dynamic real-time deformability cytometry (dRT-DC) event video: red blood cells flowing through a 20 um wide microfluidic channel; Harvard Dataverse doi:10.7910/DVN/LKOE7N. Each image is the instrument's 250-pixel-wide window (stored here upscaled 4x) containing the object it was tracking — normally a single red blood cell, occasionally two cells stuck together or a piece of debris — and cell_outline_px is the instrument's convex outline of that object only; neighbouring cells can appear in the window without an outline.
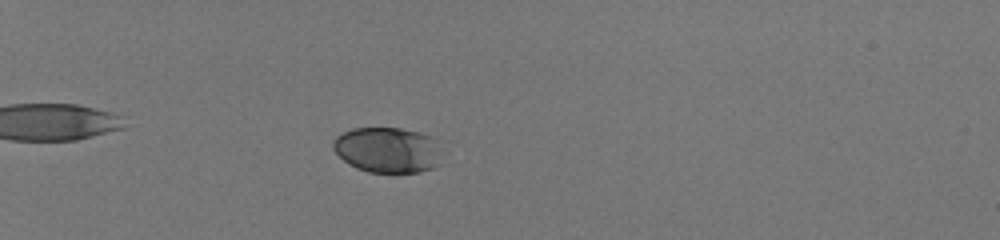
{"species": "human", "species_latin": "Homo sapiens", "temperature_condition": "room temperature", "stored_images_in_passage": 59, "camera_frame_rate_fps": 3000, "um_per_image_px": 0.085, "donor": {"sex": "male"}, "frame": {"image": 1, "passage_image": 22, "time_ms": 7.0, "image_size_px": [1000, 240], "cell_outline_px": [[440, 164], [432, 168], [420, 172], [368, 172], [356, 168], [348, 164], [332, 148], [332, 140], [336, 136], [352, 128], [400, 128], [432, 136], [436, 140]], "centroid_in_image_um": [32.9, 12.74], "position_along_channel_um": 52.1, "area_um2": 28.78}}
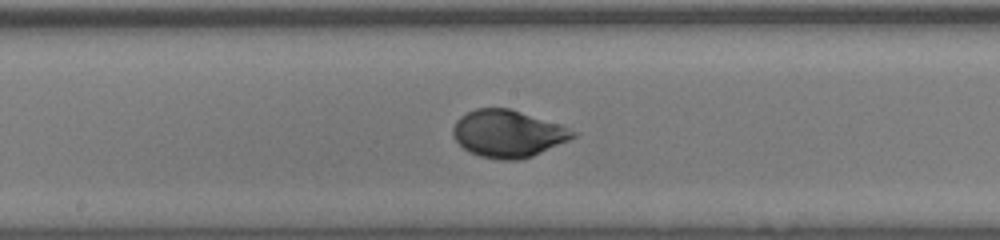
{"frame": {"image": 2, "passage_image": 38, "time_ms": 12.333, "image_size_px": [1000, 240], "cell_outline_px": [[580, 132], [576, 136], [568, 140], [532, 156], [520, 160], [500, 160], [480, 156], [468, 152], [456, 140], [452, 132], [452, 128], [456, 120], [460, 116], [476, 108], [508, 108], [560, 124]], "centroid_in_image_um": [43.17, 11.36], "position_along_channel_um": 205.0, "area_um2": 32.95}}
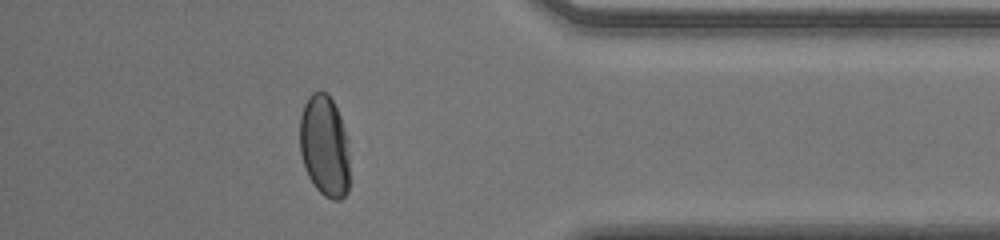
{"frame": {"image": 3, "passage_image": 54, "time_ms": 17.667, "image_size_px": [1000, 240], "cell_outline_px": [[348, 192], [340, 200], [332, 200], [324, 196], [316, 188], [308, 176], [304, 168], [300, 152], [300, 116], [304, 104], [312, 92], [324, 92], [332, 100], [340, 116], [344, 132], [348, 156]], "centroid_in_image_um": [27.55, 12.44], "position_along_channel_um": 407.6, "area_um2": 29.19}, "authors_computed_cell_mechanics": {"area_um2": 32.0212, "velocity_mm_per_s": 4.0269, "shape_relaxation_time_tau1_ms": 4.2686, "shape_relaxation_time_tau2_ms": null, "deformation_change_tau1": 0.1824, "deformation_change_tau2": null}}